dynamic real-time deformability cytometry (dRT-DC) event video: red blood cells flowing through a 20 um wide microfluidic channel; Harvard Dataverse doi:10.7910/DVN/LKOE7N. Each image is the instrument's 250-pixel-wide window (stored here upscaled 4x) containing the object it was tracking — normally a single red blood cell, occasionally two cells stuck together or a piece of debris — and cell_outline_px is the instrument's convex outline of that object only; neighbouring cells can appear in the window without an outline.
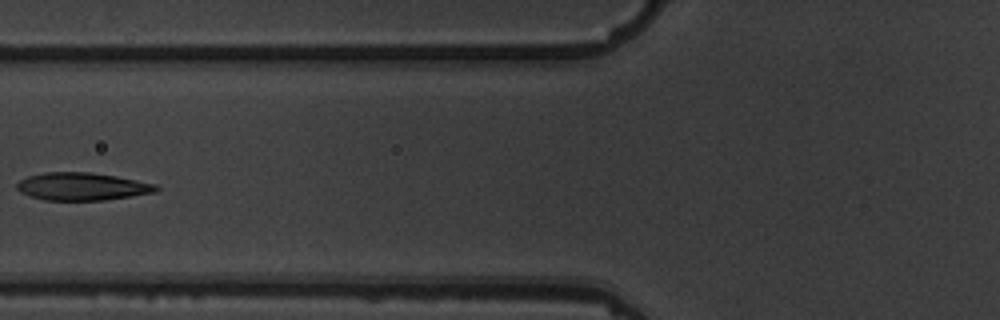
{"species": "common noctule bat (a hibernating species)", "species_latin": "Nyctalus noctula", "temperature_condition": "warm", "stored_images_in_passage": 7, "camera_frame_rate_fps": 3000, "um_per_image_px": 0.085, "animal": {"sex": "male", "body_mass_g": 19.5, "forearm_length_mm": 54.6}, "frame": {"image": 1, "passage_image": 6, "time_ms": 5.667, "image_size_px": [1000, 320], "cell_outline_px": [[160, 188], [156, 192], [132, 196], [104, 200], [44, 200], [20, 192], [16, 188], [16, 184], [20, 180], [28, 176], [44, 172], [92, 172], [116, 176], [156, 184]], "centroid_in_image_um": [6.99, 15.85], "position_along_channel_um": 118.8, "area_um2": 22.48}}
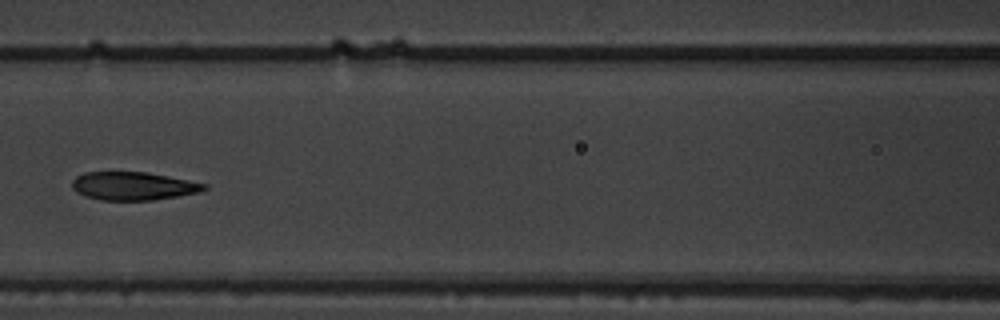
{"frame": {"image": 2, "passage_image": 7, "time_ms": 6.667, "image_size_px": [1000, 320], "cell_outline_px": [[208, 188], [200, 192], [152, 200], [100, 200], [76, 192], [72, 188], [72, 180], [76, 176], [84, 172], [148, 172], [208, 184]], "centroid_in_image_um": [11.33, 15.8], "position_along_channel_um": 155.3, "area_um2": 21.68}}